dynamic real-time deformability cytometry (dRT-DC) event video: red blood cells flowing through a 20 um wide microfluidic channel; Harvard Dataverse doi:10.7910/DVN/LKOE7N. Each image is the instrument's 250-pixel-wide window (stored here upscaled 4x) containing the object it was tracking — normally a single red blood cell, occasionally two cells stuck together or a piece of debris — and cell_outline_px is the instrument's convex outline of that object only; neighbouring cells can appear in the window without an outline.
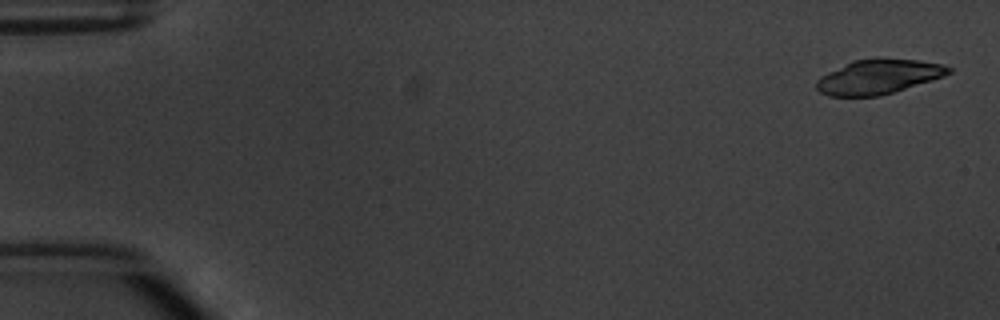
{"species": "common noctule bat (a hibernating species)", "species_latin": "Nyctalus noctula", "temperature_condition": "warm", "stored_images_in_passage": 6, "camera_frame_rate_fps": 3000, "um_per_image_px": 0.085, "animal": {"sex": "male", "body_mass_g": 20.1, "forearm_length_mm": 53.5}, "frame": {"image": 1, "passage_image": 1, "time_ms": 0.0, "image_size_px": [1000, 320], "cell_outline_px": [[952, 72], [944, 76], [932, 80], [880, 96], [828, 96], [820, 92], [816, 88], [816, 80], [820, 76], [852, 60], [916, 60], [940, 64], [952, 68]], "centroid_in_image_um": [74.63, 6.55], "position_along_channel_um": 10.4, "area_um2": 26.01}}